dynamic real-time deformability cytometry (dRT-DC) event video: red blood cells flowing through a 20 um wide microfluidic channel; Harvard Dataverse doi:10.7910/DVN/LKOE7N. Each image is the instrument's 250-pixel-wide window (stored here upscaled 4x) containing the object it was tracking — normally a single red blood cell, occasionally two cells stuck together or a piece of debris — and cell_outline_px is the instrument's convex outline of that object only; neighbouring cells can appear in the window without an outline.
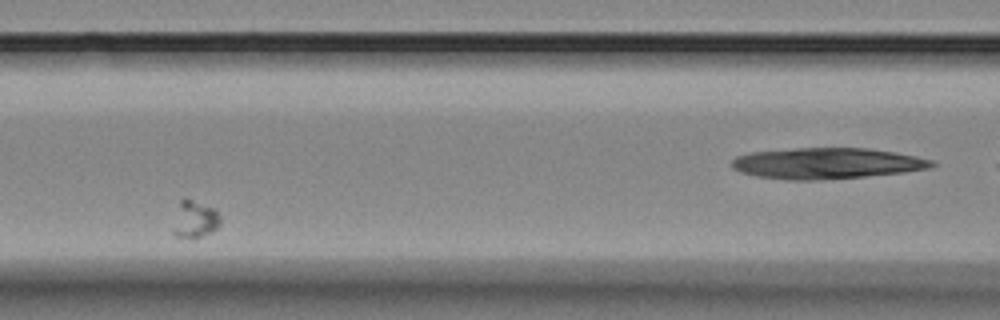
{"species": "Egyptian fruit bat (a non-hibernating species)", "species_latin": "Rousettus aegyptiacus", "temperature_condition": "room temperature", "stored_images_in_passage": 11, "camera_frame_rate_fps": 3000, "um_per_image_px": 0.085, "animal": {"sex": "female"}, "frame": {"image": 1, "passage_image": 4, "time_ms": 3.333, "image_size_px": [1000, 320], "cell_outline_px": [[220, 224], [212, 232], [192, 240], [176, 236], [172, 232], [180, 200], [184, 196], [212, 208], [220, 216]], "centroid_in_image_um": [16.54, 18.67], "position_along_channel_um": 150.1, "area_um2": 10.23}}